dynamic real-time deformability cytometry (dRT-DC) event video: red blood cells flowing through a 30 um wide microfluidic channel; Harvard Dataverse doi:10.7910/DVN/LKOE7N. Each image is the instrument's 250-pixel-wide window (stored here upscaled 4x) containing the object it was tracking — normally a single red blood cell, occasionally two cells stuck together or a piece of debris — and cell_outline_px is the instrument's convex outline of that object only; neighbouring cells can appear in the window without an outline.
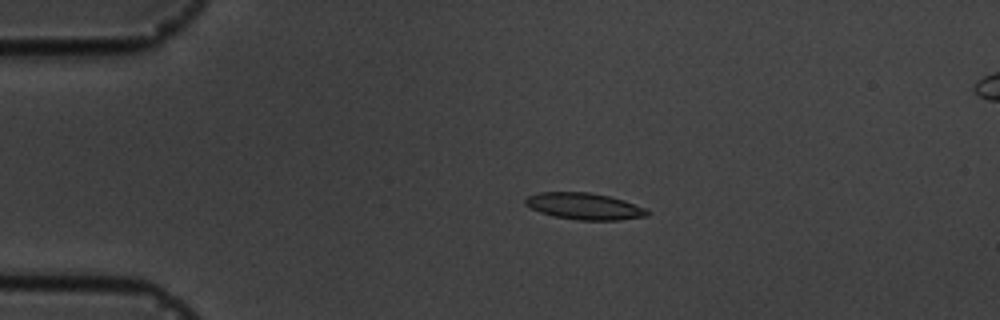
{"species": "common noctule bat (a hibernating species)", "species_latin": "Nyctalus noctula", "temperature_condition": "cold", "stored_images_in_passage": 11, "camera_frame_rate_fps": 3000, "um_per_image_px": 0.085, "animal": {"sex": "male", "body_mass_g": 19.5, "forearm_length_mm": 54.6}, "frame": {"image": 1, "passage_image": 3, "time_ms": 2.333, "image_size_px": [1000, 320], "cell_outline_px": [[652, 212], [648, 216], [620, 220], [576, 220], [552, 216], [540, 212], [524, 204], [524, 200], [528, 196], [536, 192], [588, 192], [608, 196], [624, 200], [644, 208]], "centroid_in_image_um": [49.66, 17.53], "position_along_channel_um": 35.3, "area_um2": 19.02}}
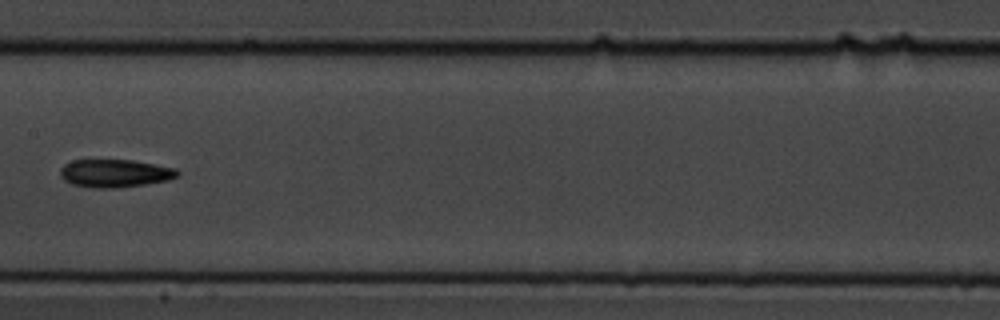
{"frame": {"image": 2, "passage_image": 8, "time_ms": 8.0, "image_size_px": [1000, 320], "cell_outline_px": [[180, 172], [176, 176], [168, 180], [144, 184], [116, 188], [92, 188], [72, 184], [64, 180], [60, 176], [60, 168], [64, 164], [72, 160], [132, 160], [176, 168]], "centroid_in_image_um": [9.73, 14.73], "position_along_channel_um": 197.7, "area_um2": 19.07}}
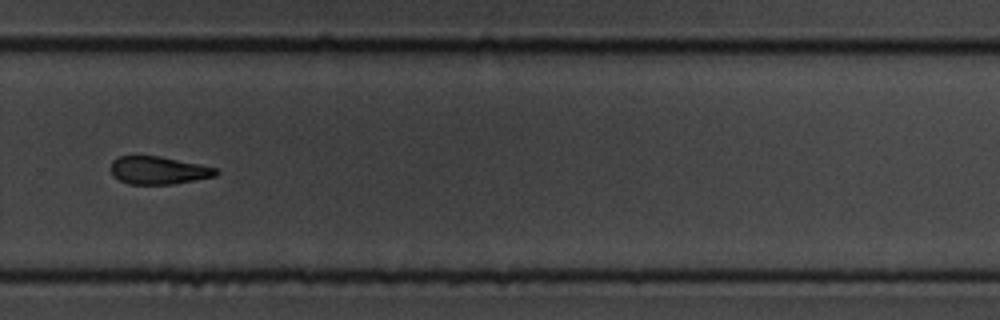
{"frame": {"image": 3, "passage_image": 11, "time_ms": 11.333, "image_size_px": [1000, 320], "cell_outline_px": [[220, 172], [216, 176], [172, 184], [128, 184], [112, 176], [112, 160], [120, 156], [160, 156], [200, 164], [216, 168]], "centroid_in_image_um": [13.48, 14.48], "position_along_channel_um": 316.3, "area_um2": 16.99}}